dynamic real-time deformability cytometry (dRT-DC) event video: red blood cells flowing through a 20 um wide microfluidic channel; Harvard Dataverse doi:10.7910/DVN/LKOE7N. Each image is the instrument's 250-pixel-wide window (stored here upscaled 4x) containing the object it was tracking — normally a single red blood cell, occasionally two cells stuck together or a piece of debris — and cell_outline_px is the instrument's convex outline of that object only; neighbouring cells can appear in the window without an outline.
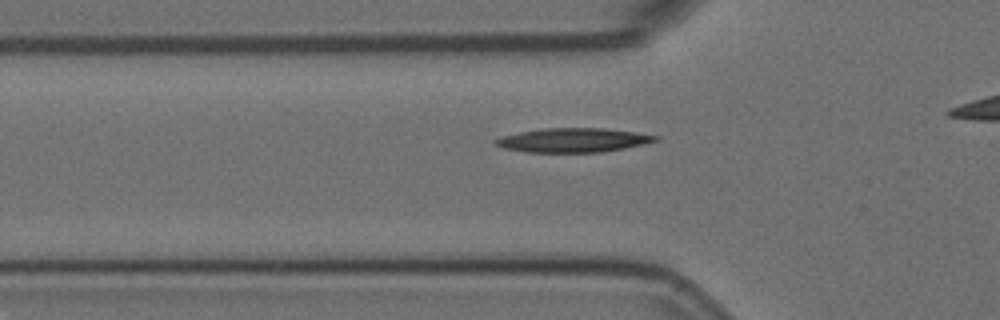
{"species": "Egyptian fruit bat (a non-hibernating species)", "species_latin": "Rousettus aegyptiacus", "temperature_condition": "room temperature", "stored_images_in_passage": 33, "camera_frame_rate_fps": 3000, "um_per_image_px": 0.085, "animal": {"sex": "female"}, "frame": {"image": 1, "passage_image": 5, "time_ms": 1.333, "image_size_px": [1000, 320], "cell_outline_px": [[660, 140], [644, 144], [624, 148], [600, 152], [528, 152], [504, 148], [492, 144], [492, 140], [504, 136], [520, 132], [544, 128], [604, 128], [660, 136]], "centroid_in_image_um": [48.71, 11.91], "position_along_channel_um": 77.1, "area_um2": 22.37}}
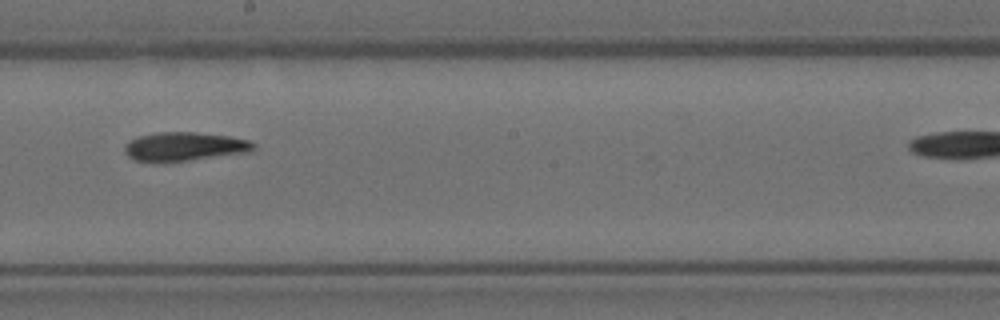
{"frame": {"image": 2, "passage_image": 18, "time_ms": 5.667, "image_size_px": [1000, 320], "cell_outline_px": [[256, 148], [252, 152], [164, 164], [136, 160], [128, 156], [124, 152], [124, 144], [140, 136], [160, 132], [192, 132], [232, 136], [248, 140], [256, 144]], "centroid_in_image_um": [15.71, 12.49], "position_along_channel_um": 232.5, "area_um2": 22.2}}
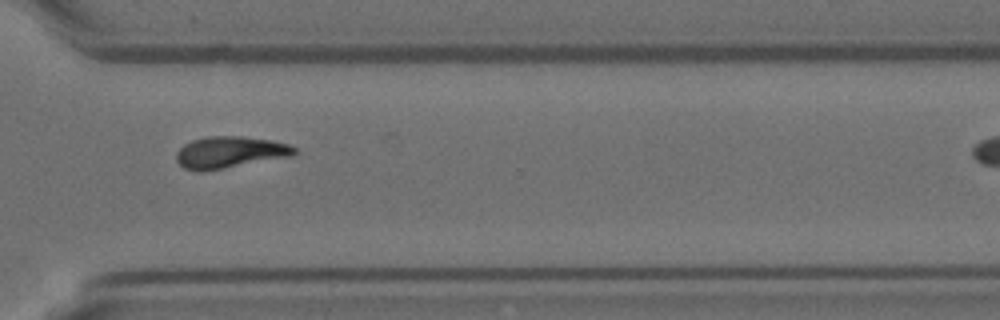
{"frame": {"image": 3, "passage_image": 28, "time_ms": 9.0, "image_size_px": [1000, 320], "cell_outline_px": [[296, 152], [292, 156], [224, 168], [200, 172], [196, 172], [184, 168], [176, 160], [176, 152], [184, 144], [192, 140], [208, 136], [240, 136], [272, 140], [288, 144], [296, 148]], "centroid_in_image_um": [19.51, 12.94], "position_along_channel_um": 351.1, "area_um2": 21.79}}